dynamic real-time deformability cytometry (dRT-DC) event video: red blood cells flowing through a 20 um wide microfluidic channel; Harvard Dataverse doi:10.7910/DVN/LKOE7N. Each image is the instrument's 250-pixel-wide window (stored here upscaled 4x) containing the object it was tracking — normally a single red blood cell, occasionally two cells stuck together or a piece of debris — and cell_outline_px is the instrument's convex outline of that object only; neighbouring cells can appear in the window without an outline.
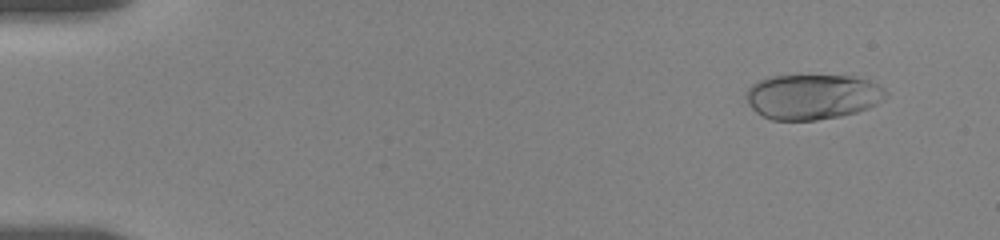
{"species": "human", "species_latin": "Homo sapiens", "temperature_condition": "room temperature", "stored_images_in_passage": 56, "camera_frame_rate_fps": 3000, "um_per_image_px": 0.085, "donor": {"sex": "female"}, "frame": {"image": 1, "passage_image": 5, "time_ms": 1.333, "image_size_px": [1000, 240], "cell_outline_px": [[888, 96], [884, 100], [868, 108], [856, 112], [840, 116], [816, 120], [772, 120], [756, 112], [748, 104], [748, 88], [752, 84], [760, 80], [772, 76], [852, 76], [868, 80], [884, 88], [888, 92]], "centroid_in_image_um": [69.1, 8.22], "position_along_channel_um": 15.9, "area_um2": 36.59}}
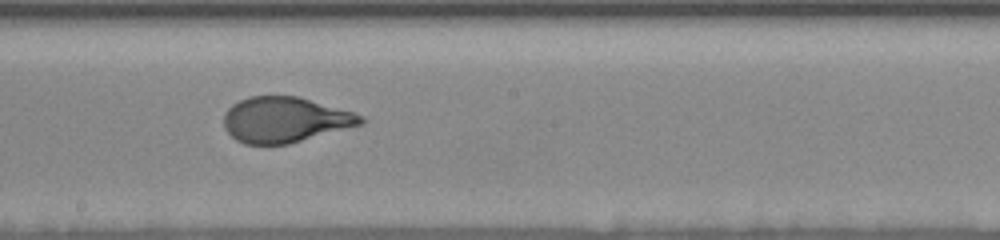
{"frame": {"image": 2, "passage_image": 30, "time_ms": 10.333, "image_size_px": [1000, 240], "cell_outline_px": [[368, 120], [364, 124], [288, 144], [244, 144], [236, 140], [224, 128], [224, 112], [232, 104], [248, 96], [296, 96], [352, 112], [364, 116]], "centroid_in_image_um": [24.22, 10.18], "position_along_channel_um": 224.0, "area_um2": 36.24}}
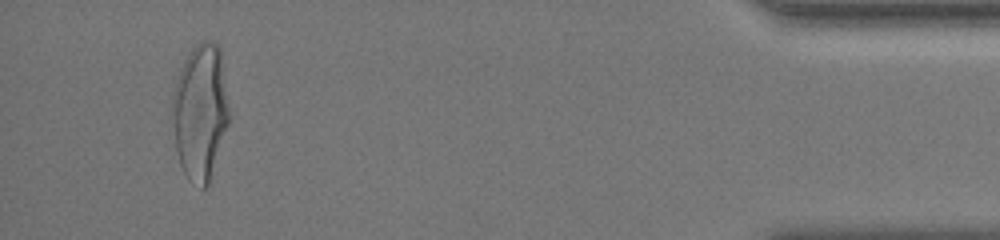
{"frame": {"image": 3, "passage_image": 53, "time_ms": 17.333, "image_size_px": [1000, 240], "cell_outline_px": [[228, 124], [208, 184], [204, 188], [200, 188], [188, 180], [180, 164], [176, 148], [172, 112], [172, 92], [180, 68], [188, 52], [196, 44], [204, 40], [208, 40], [216, 44], [220, 48], [228, 108]], "centroid_in_image_um": [17.0, 9.49], "position_along_channel_um": 418.2, "area_um2": 44.51}, "authors_computed_cell_mechanics": {"area_um2": 36.9053, "velocity_mm_per_s": 3.6468, "shape_relaxation_time_tau1_ms": 3.9513, "shape_relaxation_time_tau2_ms": null, "deformation_change_tau1": 0.1979, "deformation_change_tau2": null}}